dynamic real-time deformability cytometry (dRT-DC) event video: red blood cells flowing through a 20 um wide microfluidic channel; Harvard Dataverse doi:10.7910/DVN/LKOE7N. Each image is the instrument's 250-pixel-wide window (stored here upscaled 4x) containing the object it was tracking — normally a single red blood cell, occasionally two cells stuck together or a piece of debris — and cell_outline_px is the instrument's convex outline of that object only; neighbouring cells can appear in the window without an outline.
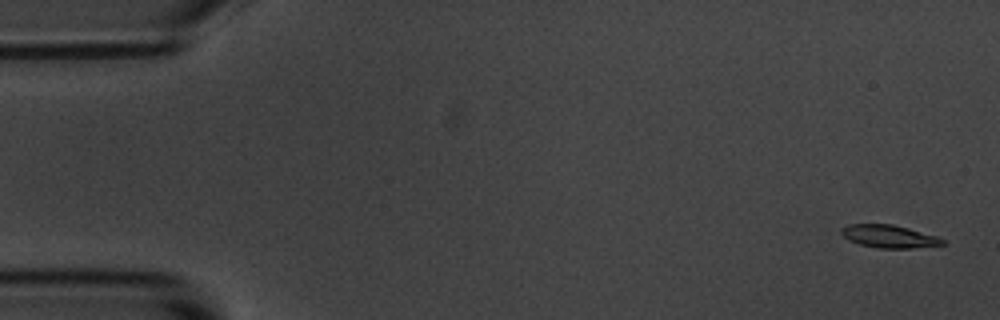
{"species": "common noctule bat (a hibernating species)", "species_latin": "Nyctalus noctula", "temperature_condition": "room temperature", "stored_images_in_passage": 5, "camera_frame_rate_fps": 3000, "um_per_image_px": 0.085, "animal": {"sex": "male", "body_mass_g": 20.1, "forearm_length_mm": 53.5}, "frame": {"image": 1, "passage_image": 1, "time_ms": 0.0, "image_size_px": [1000, 320], "cell_outline_px": [[944, 244], [912, 248], [876, 248], [860, 244], [848, 240], [840, 232], [840, 228], [848, 224], [892, 224], [908, 228], [936, 236], [944, 240]], "centroid_in_image_um": [75.52, 20.09], "position_along_channel_um": 9.5, "area_um2": 13.35}}
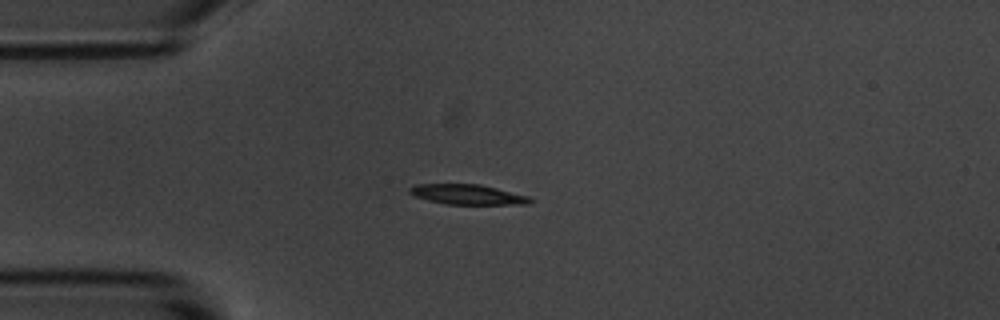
{"frame": {"image": 2, "passage_image": 4, "time_ms": 4.0, "image_size_px": [1000, 320], "cell_outline_px": [[532, 200], [528, 204], [444, 204], [428, 200], [416, 196], [408, 192], [416, 184], [480, 184], [528, 196]], "centroid_in_image_um": [39.74, 16.53], "position_along_channel_um": 45.3, "area_um2": 13.81}}
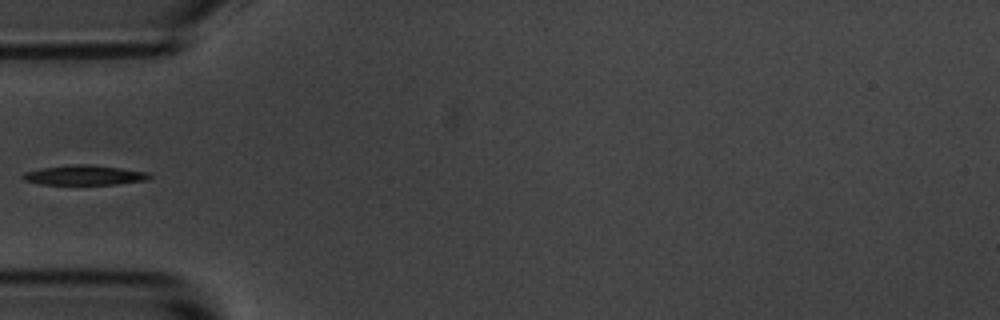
{"frame": {"image": 3, "passage_image": 5, "time_ms": 5.333, "image_size_px": [1000, 320], "cell_outline_px": [[152, 176], [148, 180], [116, 184], [40, 184], [24, 180], [20, 176], [24, 172], [40, 168], [76, 164], [92, 164], [148, 172]], "centroid_in_image_um": [7.16, 14.88], "position_along_channel_um": 77.8, "area_um2": 14.62}}